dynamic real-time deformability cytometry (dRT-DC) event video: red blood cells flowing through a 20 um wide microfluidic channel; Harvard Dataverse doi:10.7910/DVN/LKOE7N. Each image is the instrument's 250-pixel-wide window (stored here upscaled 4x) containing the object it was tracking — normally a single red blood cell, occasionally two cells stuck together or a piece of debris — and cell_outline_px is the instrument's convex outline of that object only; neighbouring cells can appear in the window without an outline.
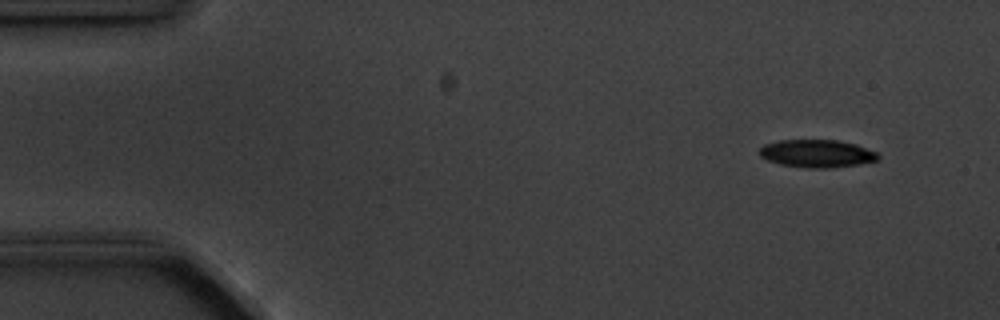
{"species": "common noctule bat (a hibernating species)", "species_latin": "Nyctalus noctula", "temperature_condition": "cold", "stored_images_in_passage": 5, "camera_frame_rate_fps": 3000, "um_per_image_px": 0.085, "animal": {"sex": "male", "body_mass_g": 20.1, "forearm_length_mm": 53.5}, "frame": {"image": 1, "passage_image": 1, "time_ms": 0.0, "image_size_px": [1000, 320], "cell_outline_px": [[880, 156], [876, 160], [856, 164], [832, 168], [804, 168], [780, 164], [768, 160], [760, 156], [760, 148], [764, 144], [780, 140], [836, 140], [856, 144], [876, 152]], "centroid_in_image_um": [69.41, 13.05], "position_along_channel_um": 15.6, "area_um2": 19.07}}